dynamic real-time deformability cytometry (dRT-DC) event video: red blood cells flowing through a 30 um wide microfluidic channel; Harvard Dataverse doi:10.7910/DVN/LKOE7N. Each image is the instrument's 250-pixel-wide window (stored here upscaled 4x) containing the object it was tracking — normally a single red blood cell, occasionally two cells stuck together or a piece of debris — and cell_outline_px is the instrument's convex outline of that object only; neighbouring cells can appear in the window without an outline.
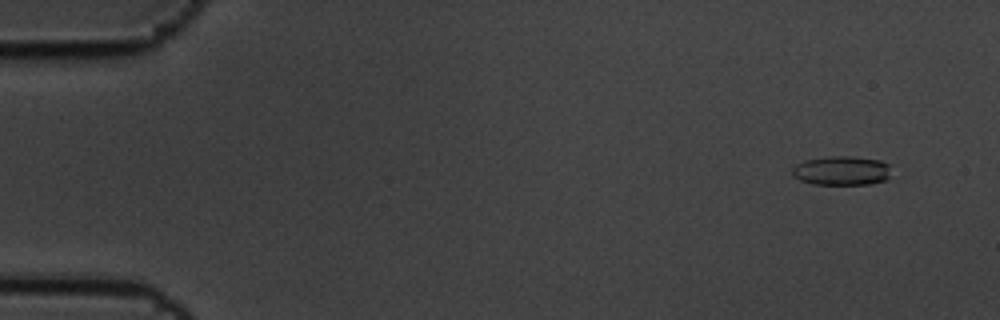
{"species": "common noctule bat (a hibernating species)", "species_latin": "Nyctalus noctula", "temperature_condition": "cold", "stored_images_in_passage": 5, "camera_frame_rate_fps": 3000, "um_per_image_px": 0.085, "animal": {"sex": "male", "body_mass_g": 19.5, "forearm_length_mm": 54.6}, "frame": {"image": 1, "passage_image": 1, "time_ms": 0.0, "image_size_px": [1000, 320], "cell_outline_px": [[888, 180], [868, 184], [812, 184], [800, 180], [792, 176], [792, 168], [796, 164], [804, 160], [828, 156], [852, 156], [880, 160], [888, 164]], "centroid_in_image_um": [71.5, 14.5], "position_along_channel_um": 13.5, "area_um2": 16.88}}